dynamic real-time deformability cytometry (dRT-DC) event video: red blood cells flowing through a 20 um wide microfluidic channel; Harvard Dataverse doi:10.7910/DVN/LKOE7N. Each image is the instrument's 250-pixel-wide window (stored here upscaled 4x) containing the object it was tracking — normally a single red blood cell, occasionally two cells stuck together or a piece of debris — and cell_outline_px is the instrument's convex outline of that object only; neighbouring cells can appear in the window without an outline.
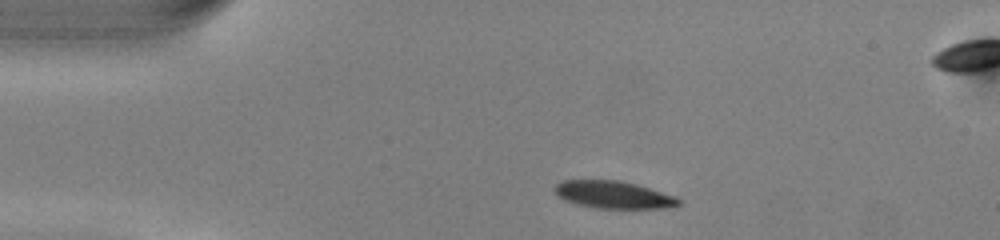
{"species": "common noctule bat (a hibernating species)", "species_latin": "Nyctalus noctula", "temperature_condition": "warm", "stored_images_in_passage": 42, "segment_of_instrument_passage": [1, 2], "camera_frame_rate_fps": 3000, "um_per_image_px": 0.085, "animal": {"sex": "male", "body_mass_g": 13.0, "forearm_length_mm": 53.1}, "frame": {"image": 1, "passage_image": 1, "time_ms": 0.0, "image_size_px": [1000, 240], "cell_outline_px": [[680, 204], [660, 208], [596, 208], [564, 200], [552, 188], [560, 180], [620, 180], [636, 184], [676, 196], [680, 200]], "centroid_in_image_um": [52.12, 16.53], "position_along_channel_um": 32.9, "area_um2": 19.59}}
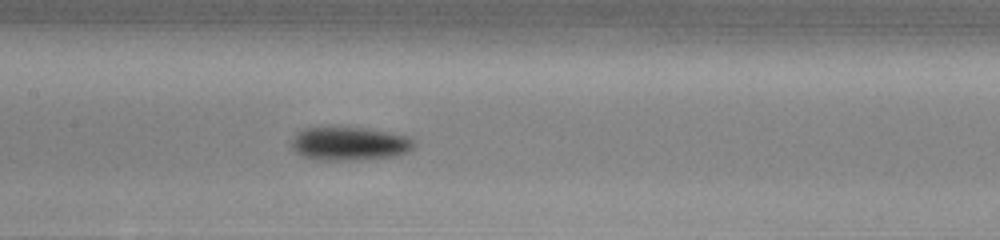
{"frame": {"image": 2, "passage_image": 15, "time_ms": 4.667, "image_size_px": [1000, 240], "cell_outline_px": [[416, 140], [412, 148], [408, 152], [396, 156], [352, 160], [320, 160], [300, 156], [292, 148], [292, 136], [296, 132], [304, 128], [336, 124], [368, 128], [408, 136]], "centroid_in_image_um": [29.66, 12.16], "position_along_channel_um": 177.7, "area_um2": 24.91}}
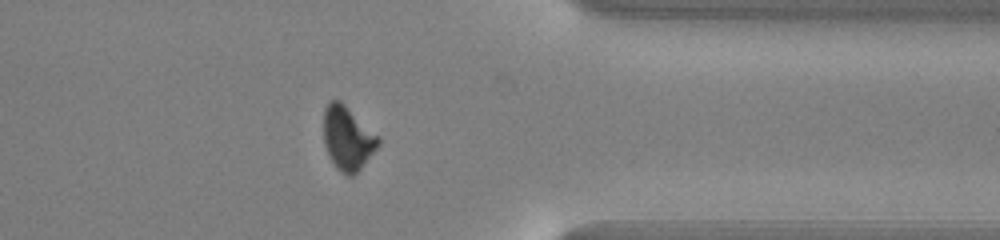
{"frame": {"image": 3, "passage_image": 31, "time_ms": 10.0, "image_size_px": [1000, 240], "cell_outline_px": [[380, 144], [360, 168], [352, 176], [344, 176], [336, 168], [328, 156], [324, 144], [324, 108], [328, 100], [340, 100], [380, 136]], "centroid_in_image_um": [29.54, 11.74], "position_along_channel_um": 381.9, "area_um2": 20.52}}